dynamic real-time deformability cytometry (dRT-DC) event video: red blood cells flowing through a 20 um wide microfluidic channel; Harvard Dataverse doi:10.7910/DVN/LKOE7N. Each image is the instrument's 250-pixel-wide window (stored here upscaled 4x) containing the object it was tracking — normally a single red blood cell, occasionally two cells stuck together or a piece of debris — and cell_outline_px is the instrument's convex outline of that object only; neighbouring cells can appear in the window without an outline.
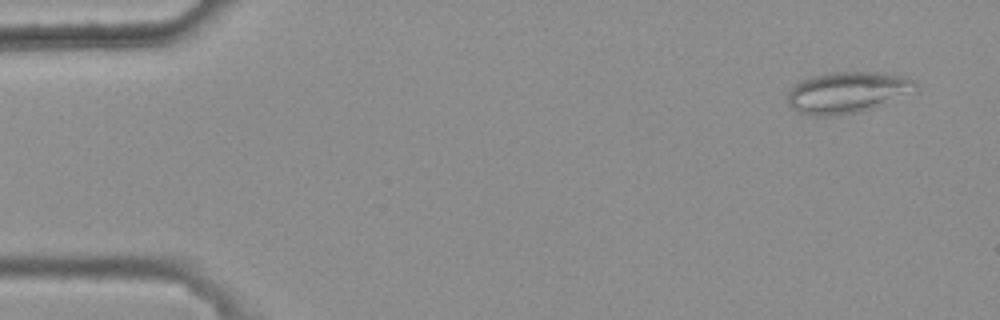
{"species": "common noctule bat (a hibernating species)", "species_latin": "Nyctalus noctula", "temperature_condition": "warm", "stored_images_in_passage": 5, "camera_frame_rate_fps": 3000, "um_per_image_px": 0.085, "animal": {"sex": "female", "body_mass_g": 25.1}, "frame": {"image": 1, "passage_image": 1, "time_ms": 0.0, "image_size_px": [1000, 320], "cell_outline_px": [[916, 84], [872, 108], [856, 112], [832, 116], [808, 116], [792, 108], [788, 104], [788, 92], [800, 80], [808, 76], [824, 72], [880, 72], [904, 76], [916, 80]], "centroid_in_image_um": [71.83, 7.83], "position_along_channel_um": 13.2, "area_um2": 29.88}}